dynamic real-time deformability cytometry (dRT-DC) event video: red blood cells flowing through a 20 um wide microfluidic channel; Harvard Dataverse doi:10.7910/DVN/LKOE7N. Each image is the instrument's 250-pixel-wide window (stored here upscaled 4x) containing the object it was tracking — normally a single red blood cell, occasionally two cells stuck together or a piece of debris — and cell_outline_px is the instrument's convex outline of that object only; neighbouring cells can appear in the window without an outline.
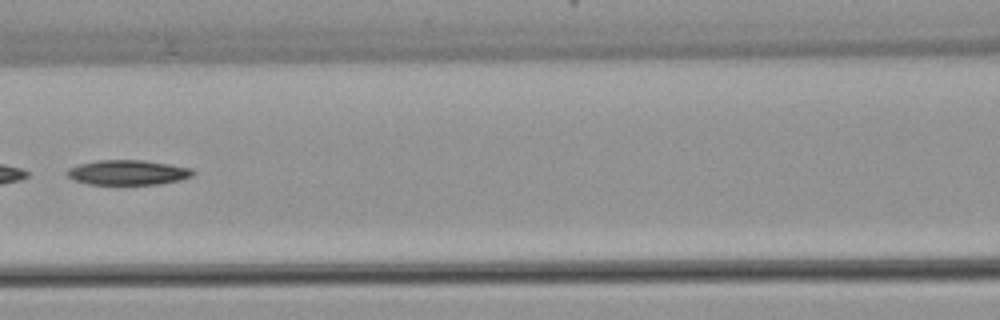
{"species": "common noctule bat (a hibernating species)", "species_latin": "Nyctalus noctula", "temperature_condition": "warm", "stored_images_in_passage": 6, "segment_of_instrument_passage": [2, 2], "camera_frame_rate_fps": 3000, "um_per_image_px": 0.085, "animal": {"sex": "female", "body_mass_g": 22.7, "forearm_length_mm": 54.2}, "frame": {"image": 1, "passage_image": 6, "time_ms": 6.0, "image_size_px": [1000, 320], "cell_outline_px": [[196, 172], [192, 176], [180, 180], [160, 184], [88, 184], [76, 180], [68, 176], [64, 172], [68, 168], [76, 164], [96, 160], [144, 160], [192, 168]], "centroid_in_image_um": [10.85, 14.65], "position_along_channel_um": 155.7, "area_um2": 18.38}}